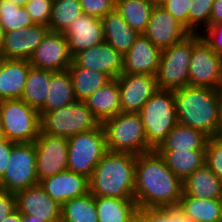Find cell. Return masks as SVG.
<instances>
[{
	"label": "cell",
	"instance_id": "obj_1",
	"mask_svg": "<svg viewBox=\"0 0 222 222\" xmlns=\"http://www.w3.org/2000/svg\"><path fill=\"white\" fill-rule=\"evenodd\" d=\"M182 193L183 181L156 150L137 155L134 200L138 208L178 204Z\"/></svg>",
	"mask_w": 222,
	"mask_h": 222
},
{
	"label": "cell",
	"instance_id": "obj_2",
	"mask_svg": "<svg viewBox=\"0 0 222 222\" xmlns=\"http://www.w3.org/2000/svg\"><path fill=\"white\" fill-rule=\"evenodd\" d=\"M137 156L107 151L89 178L93 196L134 199Z\"/></svg>",
	"mask_w": 222,
	"mask_h": 222
},
{
	"label": "cell",
	"instance_id": "obj_3",
	"mask_svg": "<svg viewBox=\"0 0 222 222\" xmlns=\"http://www.w3.org/2000/svg\"><path fill=\"white\" fill-rule=\"evenodd\" d=\"M178 123L217 137L219 123L218 89L186 86L173 91Z\"/></svg>",
	"mask_w": 222,
	"mask_h": 222
},
{
	"label": "cell",
	"instance_id": "obj_4",
	"mask_svg": "<svg viewBox=\"0 0 222 222\" xmlns=\"http://www.w3.org/2000/svg\"><path fill=\"white\" fill-rule=\"evenodd\" d=\"M107 151L139 155L154 150L147 142L139 113L120 112L101 123Z\"/></svg>",
	"mask_w": 222,
	"mask_h": 222
},
{
	"label": "cell",
	"instance_id": "obj_5",
	"mask_svg": "<svg viewBox=\"0 0 222 222\" xmlns=\"http://www.w3.org/2000/svg\"><path fill=\"white\" fill-rule=\"evenodd\" d=\"M40 115V133L70 138L78 133L97 129L101 123L84 101H78L58 110Z\"/></svg>",
	"mask_w": 222,
	"mask_h": 222
},
{
	"label": "cell",
	"instance_id": "obj_6",
	"mask_svg": "<svg viewBox=\"0 0 222 222\" xmlns=\"http://www.w3.org/2000/svg\"><path fill=\"white\" fill-rule=\"evenodd\" d=\"M139 114L147 142L155 150L178 123L173 90L158 89Z\"/></svg>",
	"mask_w": 222,
	"mask_h": 222
},
{
	"label": "cell",
	"instance_id": "obj_7",
	"mask_svg": "<svg viewBox=\"0 0 222 222\" xmlns=\"http://www.w3.org/2000/svg\"><path fill=\"white\" fill-rule=\"evenodd\" d=\"M193 51V33L171 47L161 50L155 75L157 88L176 90L189 85V65Z\"/></svg>",
	"mask_w": 222,
	"mask_h": 222
},
{
	"label": "cell",
	"instance_id": "obj_8",
	"mask_svg": "<svg viewBox=\"0 0 222 222\" xmlns=\"http://www.w3.org/2000/svg\"><path fill=\"white\" fill-rule=\"evenodd\" d=\"M0 114L7 140L14 143L34 142L40 133L39 111L21 99L1 100Z\"/></svg>",
	"mask_w": 222,
	"mask_h": 222
},
{
	"label": "cell",
	"instance_id": "obj_9",
	"mask_svg": "<svg viewBox=\"0 0 222 222\" xmlns=\"http://www.w3.org/2000/svg\"><path fill=\"white\" fill-rule=\"evenodd\" d=\"M106 152L102 125L97 129L78 133L68 138V170L90 178Z\"/></svg>",
	"mask_w": 222,
	"mask_h": 222
},
{
	"label": "cell",
	"instance_id": "obj_10",
	"mask_svg": "<svg viewBox=\"0 0 222 222\" xmlns=\"http://www.w3.org/2000/svg\"><path fill=\"white\" fill-rule=\"evenodd\" d=\"M8 168L0 178V188L17 193L39 184L36 172V149L34 142L14 143Z\"/></svg>",
	"mask_w": 222,
	"mask_h": 222
},
{
	"label": "cell",
	"instance_id": "obj_11",
	"mask_svg": "<svg viewBox=\"0 0 222 222\" xmlns=\"http://www.w3.org/2000/svg\"><path fill=\"white\" fill-rule=\"evenodd\" d=\"M189 86L222 87V55L216 53L201 38L193 33V51L189 65Z\"/></svg>",
	"mask_w": 222,
	"mask_h": 222
},
{
	"label": "cell",
	"instance_id": "obj_12",
	"mask_svg": "<svg viewBox=\"0 0 222 222\" xmlns=\"http://www.w3.org/2000/svg\"><path fill=\"white\" fill-rule=\"evenodd\" d=\"M38 181L68 170V138L39 133L34 141Z\"/></svg>",
	"mask_w": 222,
	"mask_h": 222
},
{
	"label": "cell",
	"instance_id": "obj_13",
	"mask_svg": "<svg viewBox=\"0 0 222 222\" xmlns=\"http://www.w3.org/2000/svg\"><path fill=\"white\" fill-rule=\"evenodd\" d=\"M72 61L65 35L63 32L53 31L47 33L29 58L32 67L52 72L68 70Z\"/></svg>",
	"mask_w": 222,
	"mask_h": 222
},
{
	"label": "cell",
	"instance_id": "obj_14",
	"mask_svg": "<svg viewBox=\"0 0 222 222\" xmlns=\"http://www.w3.org/2000/svg\"><path fill=\"white\" fill-rule=\"evenodd\" d=\"M121 112L139 113L158 90L155 75L124 74L118 78Z\"/></svg>",
	"mask_w": 222,
	"mask_h": 222
},
{
	"label": "cell",
	"instance_id": "obj_15",
	"mask_svg": "<svg viewBox=\"0 0 222 222\" xmlns=\"http://www.w3.org/2000/svg\"><path fill=\"white\" fill-rule=\"evenodd\" d=\"M189 34L190 32L161 6L153 8L143 33L160 50L182 41Z\"/></svg>",
	"mask_w": 222,
	"mask_h": 222
},
{
	"label": "cell",
	"instance_id": "obj_16",
	"mask_svg": "<svg viewBox=\"0 0 222 222\" xmlns=\"http://www.w3.org/2000/svg\"><path fill=\"white\" fill-rule=\"evenodd\" d=\"M49 31L46 25L34 24L5 32L0 58L29 60Z\"/></svg>",
	"mask_w": 222,
	"mask_h": 222
},
{
	"label": "cell",
	"instance_id": "obj_17",
	"mask_svg": "<svg viewBox=\"0 0 222 222\" xmlns=\"http://www.w3.org/2000/svg\"><path fill=\"white\" fill-rule=\"evenodd\" d=\"M16 207L22 215H34L47 222L61 221V205L54 201L40 184L15 193Z\"/></svg>",
	"mask_w": 222,
	"mask_h": 222
},
{
	"label": "cell",
	"instance_id": "obj_18",
	"mask_svg": "<svg viewBox=\"0 0 222 222\" xmlns=\"http://www.w3.org/2000/svg\"><path fill=\"white\" fill-rule=\"evenodd\" d=\"M63 34L72 57L105 41L102 19L84 13L70 22Z\"/></svg>",
	"mask_w": 222,
	"mask_h": 222
},
{
	"label": "cell",
	"instance_id": "obj_19",
	"mask_svg": "<svg viewBox=\"0 0 222 222\" xmlns=\"http://www.w3.org/2000/svg\"><path fill=\"white\" fill-rule=\"evenodd\" d=\"M73 62L79 67L103 72L111 79H117L123 69V56L105 41L79 52Z\"/></svg>",
	"mask_w": 222,
	"mask_h": 222
},
{
	"label": "cell",
	"instance_id": "obj_20",
	"mask_svg": "<svg viewBox=\"0 0 222 222\" xmlns=\"http://www.w3.org/2000/svg\"><path fill=\"white\" fill-rule=\"evenodd\" d=\"M39 184L61 206L70 199L89 193V178L69 170L45 178Z\"/></svg>",
	"mask_w": 222,
	"mask_h": 222
},
{
	"label": "cell",
	"instance_id": "obj_21",
	"mask_svg": "<svg viewBox=\"0 0 222 222\" xmlns=\"http://www.w3.org/2000/svg\"><path fill=\"white\" fill-rule=\"evenodd\" d=\"M160 57L161 50L146 36L140 34L131 49L123 56L122 73L156 75Z\"/></svg>",
	"mask_w": 222,
	"mask_h": 222
},
{
	"label": "cell",
	"instance_id": "obj_22",
	"mask_svg": "<svg viewBox=\"0 0 222 222\" xmlns=\"http://www.w3.org/2000/svg\"><path fill=\"white\" fill-rule=\"evenodd\" d=\"M31 65L29 60L0 58V99H21Z\"/></svg>",
	"mask_w": 222,
	"mask_h": 222
},
{
	"label": "cell",
	"instance_id": "obj_23",
	"mask_svg": "<svg viewBox=\"0 0 222 222\" xmlns=\"http://www.w3.org/2000/svg\"><path fill=\"white\" fill-rule=\"evenodd\" d=\"M104 40L124 56L133 46L139 33L114 9L102 18Z\"/></svg>",
	"mask_w": 222,
	"mask_h": 222
},
{
	"label": "cell",
	"instance_id": "obj_24",
	"mask_svg": "<svg viewBox=\"0 0 222 222\" xmlns=\"http://www.w3.org/2000/svg\"><path fill=\"white\" fill-rule=\"evenodd\" d=\"M183 192L199 199H222V181L204 164L183 180Z\"/></svg>",
	"mask_w": 222,
	"mask_h": 222
},
{
	"label": "cell",
	"instance_id": "obj_25",
	"mask_svg": "<svg viewBox=\"0 0 222 222\" xmlns=\"http://www.w3.org/2000/svg\"><path fill=\"white\" fill-rule=\"evenodd\" d=\"M100 123L121 112L120 91L117 79L91 94L85 101Z\"/></svg>",
	"mask_w": 222,
	"mask_h": 222
},
{
	"label": "cell",
	"instance_id": "obj_26",
	"mask_svg": "<svg viewBox=\"0 0 222 222\" xmlns=\"http://www.w3.org/2000/svg\"><path fill=\"white\" fill-rule=\"evenodd\" d=\"M98 222H133L139 208L134 199L95 196Z\"/></svg>",
	"mask_w": 222,
	"mask_h": 222
},
{
	"label": "cell",
	"instance_id": "obj_27",
	"mask_svg": "<svg viewBox=\"0 0 222 222\" xmlns=\"http://www.w3.org/2000/svg\"><path fill=\"white\" fill-rule=\"evenodd\" d=\"M209 137L199 130L177 123L156 151L205 150Z\"/></svg>",
	"mask_w": 222,
	"mask_h": 222
},
{
	"label": "cell",
	"instance_id": "obj_28",
	"mask_svg": "<svg viewBox=\"0 0 222 222\" xmlns=\"http://www.w3.org/2000/svg\"><path fill=\"white\" fill-rule=\"evenodd\" d=\"M76 101L71 75L68 70L53 72L50 78L48 96L39 113L58 110Z\"/></svg>",
	"mask_w": 222,
	"mask_h": 222
},
{
	"label": "cell",
	"instance_id": "obj_29",
	"mask_svg": "<svg viewBox=\"0 0 222 222\" xmlns=\"http://www.w3.org/2000/svg\"><path fill=\"white\" fill-rule=\"evenodd\" d=\"M76 100L85 101L112 79L105 73L77 66L73 61L68 68Z\"/></svg>",
	"mask_w": 222,
	"mask_h": 222
},
{
	"label": "cell",
	"instance_id": "obj_30",
	"mask_svg": "<svg viewBox=\"0 0 222 222\" xmlns=\"http://www.w3.org/2000/svg\"><path fill=\"white\" fill-rule=\"evenodd\" d=\"M182 181L205 164V150L157 151Z\"/></svg>",
	"mask_w": 222,
	"mask_h": 222
},
{
	"label": "cell",
	"instance_id": "obj_31",
	"mask_svg": "<svg viewBox=\"0 0 222 222\" xmlns=\"http://www.w3.org/2000/svg\"><path fill=\"white\" fill-rule=\"evenodd\" d=\"M52 71L30 67L21 100L39 110L48 96Z\"/></svg>",
	"mask_w": 222,
	"mask_h": 222
},
{
	"label": "cell",
	"instance_id": "obj_32",
	"mask_svg": "<svg viewBox=\"0 0 222 222\" xmlns=\"http://www.w3.org/2000/svg\"><path fill=\"white\" fill-rule=\"evenodd\" d=\"M222 199H199L186 195L184 192L179 204L190 221L218 222Z\"/></svg>",
	"mask_w": 222,
	"mask_h": 222
},
{
	"label": "cell",
	"instance_id": "obj_33",
	"mask_svg": "<svg viewBox=\"0 0 222 222\" xmlns=\"http://www.w3.org/2000/svg\"><path fill=\"white\" fill-rule=\"evenodd\" d=\"M154 7L147 0H115L116 11L139 34L145 32Z\"/></svg>",
	"mask_w": 222,
	"mask_h": 222
},
{
	"label": "cell",
	"instance_id": "obj_34",
	"mask_svg": "<svg viewBox=\"0 0 222 222\" xmlns=\"http://www.w3.org/2000/svg\"><path fill=\"white\" fill-rule=\"evenodd\" d=\"M60 222H98L95 196L88 193L66 201L61 206Z\"/></svg>",
	"mask_w": 222,
	"mask_h": 222
},
{
	"label": "cell",
	"instance_id": "obj_35",
	"mask_svg": "<svg viewBox=\"0 0 222 222\" xmlns=\"http://www.w3.org/2000/svg\"><path fill=\"white\" fill-rule=\"evenodd\" d=\"M83 13L79 0H53L49 29L64 32Z\"/></svg>",
	"mask_w": 222,
	"mask_h": 222
},
{
	"label": "cell",
	"instance_id": "obj_36",
	"mask_svg": "<svg viewBox=\"0 0 222 222\" xmlns=\"http://www.w3.org/2000/svg\"><path fill=\"white\" fill-rule=\"evenodd\" d=\"M0 24L5 32L36 24L25 6L15 5L10 0H0Z\"/></svg>",
	"mask_w": 222,
	"mask_h": 222
},
{
	"label": "cell",
	"instance_id": "obj_37",
	"mask_svg": "<svg viewBox=\"0 0 222 222\" xmlns=\"http://www.w3.org/2000/svg\"><path fill=\"white\" fill-rule=\"evenodd\" d=\"M138 216L143 222H190L181 205L140 207Z\"/></svg>",
	"mask_w": 222,
	"mask_h": 222
},
{
	"label": "cell",
	"instance_id": "obj_38",
	"mask_svg": "<svg viewBox=\"0 0 222 222\" xmlns=\"http://www.w3.org/2000/svg\"><path fill=\"white\" fill-rule=\"evenodd\" d=\"M214 0H192L188 11V31L199 33L210 25ZM201 28V29H200Z\"/></svg>",
	"mask_w": 222,
	"mask_h": 222
},
{
	"label": "cell",
	"instance_id": "obj_39",
	"mask_svg": "<svg viewBox=\"0 0 222 222\" xmlns=\"http://www.w3.org/2000/svg\"><path fill=\"white\" fill-rule=\"evenodd\" d=\"M205 164L222 181V139H208L205 149Z\"/></svg>",
	"mask_w": 222,
	"mask_h": 222
},
{
	"label": "cell",
	"instance_id": "obj_40",
	"mask_svg": "<svg viewBox=\"0 0 222 222\" xmlns=\"http://www.w3.org/2000/svg\"><path fill=\"white\" fill-rule=\"evenodd\" d=\"M53 0H29L25 4L27 12L36 24L49 25Z\"/></svg>",
	"mask_w": 222,
	"mask_h": 222
},
{
	"label": "cell",
	"instance_id": "obj_41",
	"mask_svg": "<svg viewBox=\"0 0 222 222\" xmlns=\"http://www.w3.org/2000/svg\"><path fill=\"white\" fill-rule=\"evenodd\" d=\"M84 14L102 19L115 9V0H79Z\"/></svg>",
	"mask_w": 222,
	"mask_h": 222
},
{
	"label": "cell",
	"instance_id": "obj_42",
	"mask_svg": "<svg viewBox=\"0 0 222 222\" xmlns=\"http://www.w3.org/2000/svg\"><path fill=\"white\" fill-rule=\"evenodd\" d=\"M192 0H166L161 7L171 13L188 30V11Z\"/></svg>",
	"mask_w": 222,
	"mask_h": 222
},
{
	"label": "cell",
	"instance_id": "obj_43",
	"mask_svg": "<svg viewBox=\"0 0 222 222\" xmlns=\"http://www.w3.org/2000/svg\"><path fill=\"white\" fill-rule=\"evenodd\" d=\"M200 36L216 53L222 55V23L209 25L200 32Z\"/></svg>",
	"mask_w": 222,
	"mask_h": 222
},
{
	"label": "cell",
	"instance_id": "obj_44",
	"mask_svg": "<svg viewBox=\"0 0 222 222\" xmlns=\"http://www.w3.org/2000/svg\"><path fill=\"white\" fill-rule=\"evenodd\" d=\"M17 209L14 193L0 190V222Z\"/></svg>",
	"mask_w": 222,
	"mask_h": 222
},
{
	"label": "cell",
	"instance_id": "obj_45",
	"mask_svg": "<svg viewBox=\"0 0 222 222\" xmlns=\"http://www.w3.org/2000/svg\"><path fill=\"white\" fill-rule=\"evenodd\" d=\"M12 148L13 142L7 139L3 142H0V178L3 176L5 170L8 168Z\"/></svg>",
	"mask_w": 222,
	"mask_h": 222
},
{
	"label": "cell",
	"instance_id": "obj_46",
	"mask_svg": "<svg viewBox=\"0 0 222 222\" xmlns=\"http://www.w3.org/2000/svg\"><path fill=\"white\" fill-rule=\"evenodd\" d=\"M222 23V0H214L211 17H210V25Z\"/></svg>",
	"mask_w": 222,
	"mask_h": 222
},
{
	"label": "cell",
	"instance_id": "obj_47",
	"mask_svg": "<svg viewBox=\"0 0 222 222\" xmlns=\"http://www.w3.org/2000/svg\"><path fill=\"white\" fill-rule=\"evenodd\" d=\"M218 98H219V123H218V132L217 137L222 139V87L218 90Z\"/></svg>",
	"mask_w": 222,
	"mask_h": 222
},
{
	"label": "cell",
	"instance_id": "obj_48",
	"mask_svg": "<svg viewBox=\"0 0 222 222\" xmlns=\"http://www.w3.org/2000/svg\"><path fill=\"white\" fill-rule=\"evenodd\" d=\"M1 222H22V214L19 212L18 209H16Z\"/></svg>",
	"mask_w": 222,
	"mask_h": 222
},
{
	"label": "cell",
	"instance_id": "obj_49",
	"mask_svg": "<svg viewBox=\"0 0 222 222\" xmlns=\"http://www.w3.org/2000/svg\"><path fill=\"white\" fill-rule=\"evenodd\" d=\"M22 222H47L37 219L34 215H22Z\"/></svg>",
	"mask_w": 222,
	"mask_h": 222
},
{
	"label": "cell",
	"instance_id": "obj_50",
	"mask_svg": "<svg viewBox=\"0 0 222 222\" xmlns=\"http://www.w3.org/2000/svg\"><path fill=\"white\" fill-rule=\"evenodd\" d=\"M4 36H5V31L2 28V25L0 24V56H1V50H2V47H3Z\"/></svg>",
	"mask_w": 222,
	"mask_h": 222
},
{
	"label": "cell",
	"instance_id": "obj_51",
	"mask_svg": "<svg viewBox=\"0 0 222 222\" xmlns=\"http://www.w3.org/2000/svg\"><path fill=\"white\" fill-rule=\"evenodd\" d=\"M6 140V137L4 135V130L2 127V118H1V114H0V142H3Z\"/></svg>",
	"mask_w": 222,
	"mask_h": 222
},
{
	"label": "cell",
	"instance_id": "obj_52",
	"mask_svg": "<svg viewBox=\"0 0 222 222\" xmlns=\"http://www.w3.org/2000/svg\"><path fill=\"white\" fill-rule=\"evenodd\" d=\"M10 1H12L15 5L25 6V4H26L29 0H10Z\"/></svg>",
	"mask_w": 222,
	"mask_h": 222
},
{
	"label": "cell",
	"instance_id": "obj_53",
	"mask_svg": "<svg viewBox=\"0 0 222 222\" xmlns=\"http://www.w3.org/2000/svg\"><path fill=\"white\" fill-rule=\"evenodd\" d=\"M154 6H161L166 0H147Z\"/></svg>",
	"mask_w": 222,
	"mask_h": 222
},
{
	"label": "cell",
	"instance_id": "obj_54",
	"mask_svg": "<svg viewBox=\"0 0 222 222\" xmlns=\"http://www.w3.org/2000/svg\"><path fill=\"white\" fill-rule=\"evenodd\" d=\"M218 222H222V203H221V208H220V214H219Z\"/></svg>",
	"mask_w": 222,
	"mask_h": 222
},
{
	"label": "cell",
	"instance_id": "obj_55",
	"mask_svg": "<svg viewBox=\"0 0 222 222\" xmlns=\"http://www.w3.org/2000/svg\"><path fill=\"white\" fill-rule=\"evenodd\" d=\"M134 222H143V221H142L141 218L138 216L136 219H134Z\"/></svg>",
	"mask_w": 222,
	"mask_h": 222
}]
</instances>
